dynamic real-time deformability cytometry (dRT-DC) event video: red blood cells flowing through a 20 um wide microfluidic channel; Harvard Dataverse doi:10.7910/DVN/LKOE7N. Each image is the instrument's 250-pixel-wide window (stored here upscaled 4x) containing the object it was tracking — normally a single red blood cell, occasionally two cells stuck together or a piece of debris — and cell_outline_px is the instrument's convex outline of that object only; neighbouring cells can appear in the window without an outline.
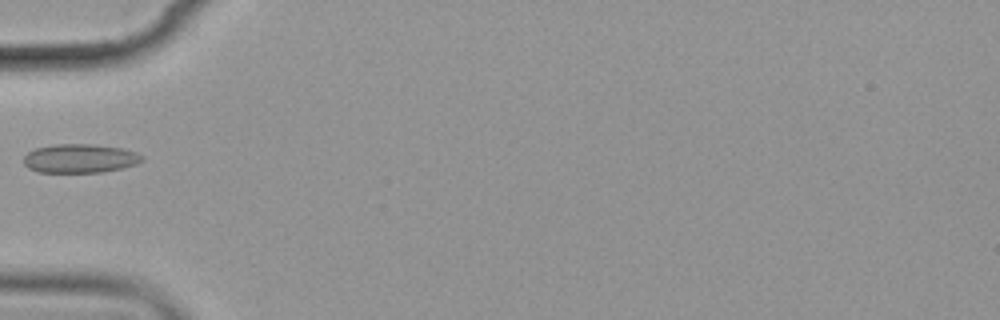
{"species": "common noctule bat (a hibernating species)", "species_latin": "Nyctalus noctula", "temperature_condition": "cold", "stored_images_in_passage": 5, "camera_frame_rate_fps": 3000, "um_per_image_px": 0.085, "animal": {"sex": "female", "body_mass_g": 19.9}, "frame": {"image": 1, "passage_image": 5, "time_ms": 5.667, "image_size_px": [1000, 320], "cell_outline_px": [[144, 160], [136, 164], [120, 168], [100, 172], [36, 172], [28, 168], [24, 164], [24, 156], [28, 152], [36, 148], [56, 144], [92, 144], [124, 148], [136, 152], [144, 156]], "centroid_in_image_um": [6.8, 13.46], "position_along_channel_um": 78.2, "area_um2": 19.94}}